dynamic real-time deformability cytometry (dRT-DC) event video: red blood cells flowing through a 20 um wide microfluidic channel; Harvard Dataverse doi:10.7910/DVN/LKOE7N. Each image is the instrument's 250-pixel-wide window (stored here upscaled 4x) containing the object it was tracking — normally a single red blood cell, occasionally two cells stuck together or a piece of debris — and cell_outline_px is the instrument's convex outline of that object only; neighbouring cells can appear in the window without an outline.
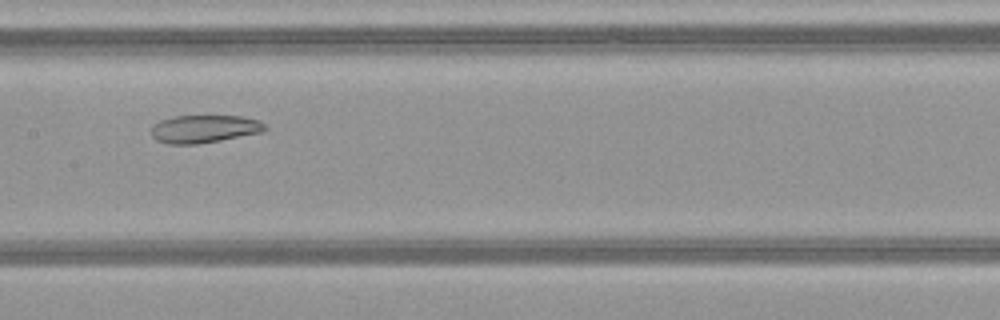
{"species": "common noctule bat (a hibernating species)", "species_latin": "Nyctalus noctula", "temperature_condition": "warm", "stored_images_in_passage": 46, "camera_frame_rate_fps": 3000, "um_per_image_px": 0.085, "animal": {"sex": "female", "body_mass_g": 21.9}, "frame": {"image": 1, "passage_image": 22, "time_ms": 7.0, "image_size_px": [1000, 320], "cell_outline_px": [[268, 128], [264, 132], [220, 140], [196, 144], [168, 144], [156, 140], [152, 136], [152, 124], [160, 120], [172, 116], [240, 116], [260, 120]], "centroid_in_image_um": [17.36, 10.95], "position_along_channel_um": 190.0, "area_um2": 18.55}}
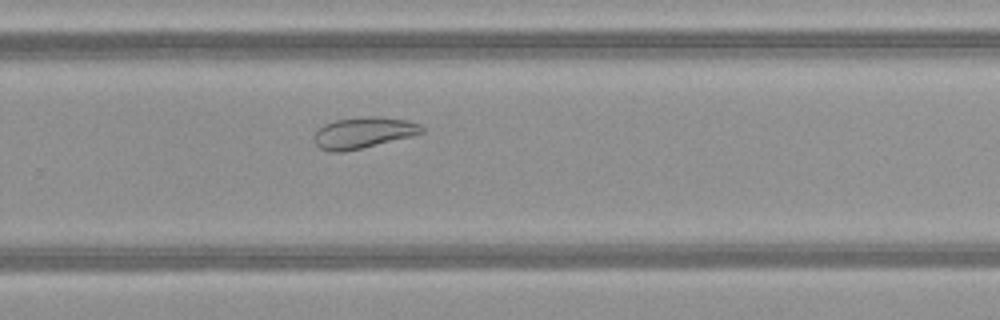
{"frame": {"image": 2, "passage_image": 30, "time_ms": 9.667, "image_size_px": [1000, 320], "cell_outline_px": [[424, 132], [412, 136], [344, 152], [328, 152], [320, 148], [316, 144], [316, 132], [324, 124], [336, 120], [364, 116], [380, 116], [408, 120], [420, 124], [424, 128]], "centroid_in_image_um": [30.92, 11.27], "position_along_channel_um": 298.9, "area_um2": 19.48}}
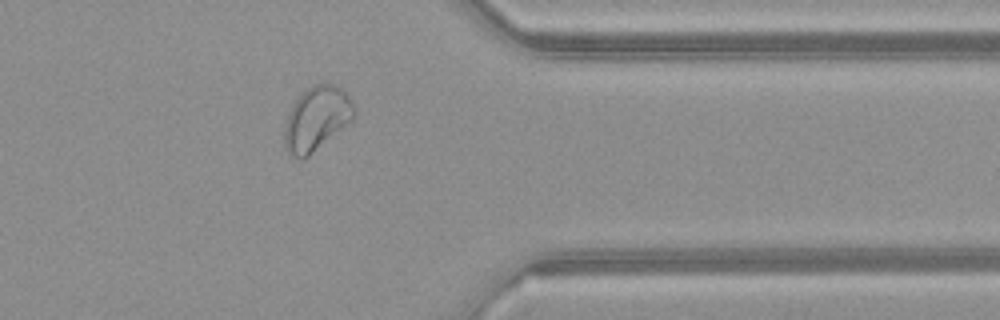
{"frame": {"image": 3, "passage_image": 37, "time_ms": 12.0, "image_size_px": [1000, 320], "cell_outline_px": [[356, 116], [352, 120], [304, 160], [300, 160], [292, 156], [284, 148], [284, 124], [292, 104], [308, 88], [316, 84], [332, 84], [348, 92], [352, 100], [356, 112]], "centroid_in_image_um": [26.91, 10.11], "position_along_channel_um": 384.5, "area_um2": 26.13}}